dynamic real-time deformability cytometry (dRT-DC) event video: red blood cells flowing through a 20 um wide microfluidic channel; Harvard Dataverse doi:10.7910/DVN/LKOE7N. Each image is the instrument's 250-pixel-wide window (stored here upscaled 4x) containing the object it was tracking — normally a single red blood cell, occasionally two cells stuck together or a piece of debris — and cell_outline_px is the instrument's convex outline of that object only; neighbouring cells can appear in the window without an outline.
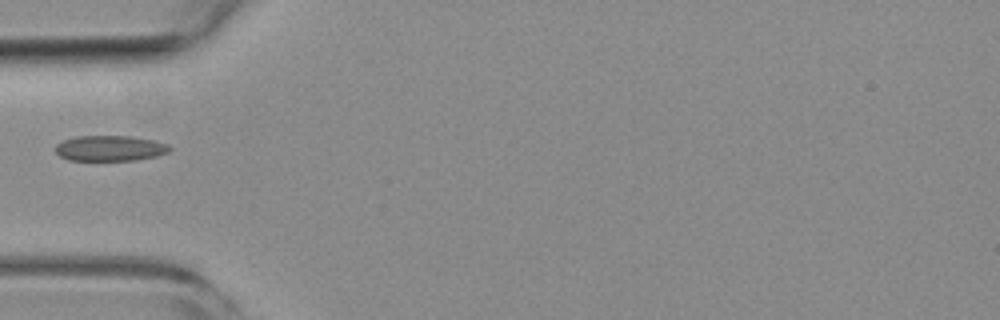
{"species": "common noctule bat (a hibernating species)", "species_latin": "Nyctalus noctula", "temperature_condition": "room temperature", "stored_images_in_passage": 2, "camera_frame_rate_fps": 3000, "um_per_image_px": 0.085, "animal": {"sex": "female", "body_mass_g": 19.3, "forearm_length_mm": 54.1}, "frame": {"image": 1, "passage_image": 1, "time_ms": 0.0, "image_size_px": [1000, 320], "cell_outline_px": [[172, 148], [168, 152], [156, 156], [136, 160], [68, 160], [60, 156], [56, 152], [56, 144], [64, 140], [76, 136], [132, 136], [156, 140], [168, 144]], "centroid_in_image_um": [9.38, 12.59], "position_along_channel_um": 75.6, "area_um2": 17.05}}
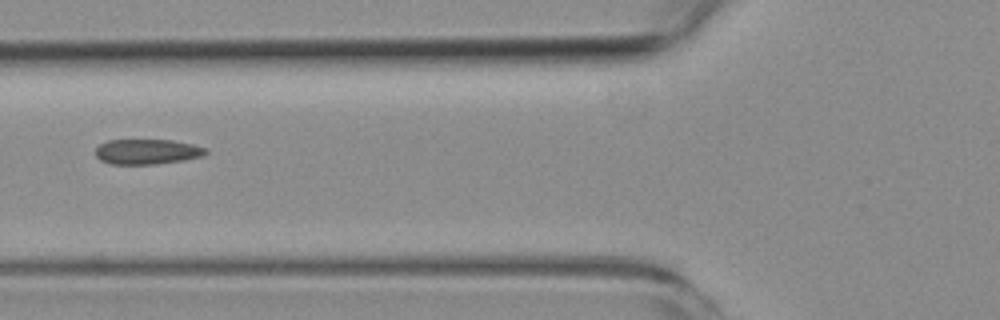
{"frame": {"image": 2, "passage_image": 2, "time_ms": 1.0, "image_size_px": [1000, 320], "cell_outline_px": [[208, 152], [204, 156], [184, 160], [156, 164], [108, 164], [100, 160], [96, 156], [96, 148], [100, 144], [108, 140], [172, 140], [192, 144], [204, 148]], "centroid_in_image_um": [12.49, 12.9], "position_along_channel_um": 113.3, "area_um2": 16.18}}